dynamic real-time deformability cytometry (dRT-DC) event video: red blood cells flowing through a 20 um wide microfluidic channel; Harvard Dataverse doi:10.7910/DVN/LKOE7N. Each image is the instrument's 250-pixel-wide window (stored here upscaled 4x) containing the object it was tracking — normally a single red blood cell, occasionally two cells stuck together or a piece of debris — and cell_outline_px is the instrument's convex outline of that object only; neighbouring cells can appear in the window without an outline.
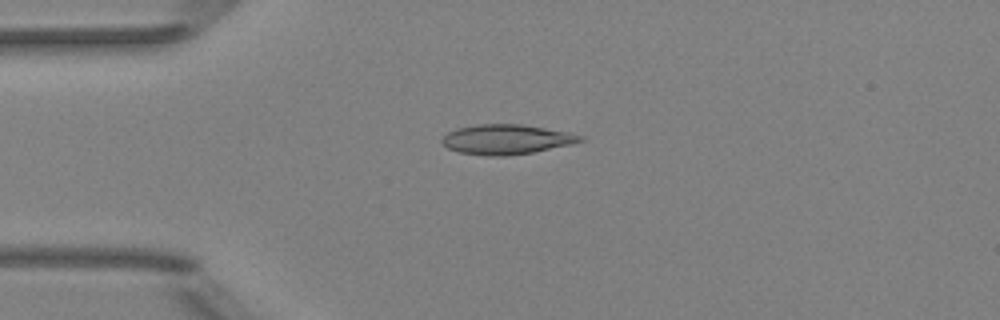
{"species": "Egyptian fruit bat (a non-hibernating species)", "species_latin": "Rousettus aegyptiacus", "temperature_condition": "room temperature", "stored_images_in_passage": 6, "camera_frame_rate_fps": 3000, "um_per_image_px": 0.085, "animal": {"sex": "female"}, "frame": {"image": 1, "passage_image": 4, "time_ms": 4.0, "image_size_px": [1000, 320], "cell_outline_px": [[584, 140], [572, 144], [532, 152], [508, 156], [488, 156], [460, 152], [448, 148], [440, 140], [448, 132], [456, 128], [480, 124], [524, 124], [568, 132], [584, 136]], "centroid_in_image_um": [43.05, 11.84], "position_along_channel_um": 41.9, "area_um2": 23.99}}
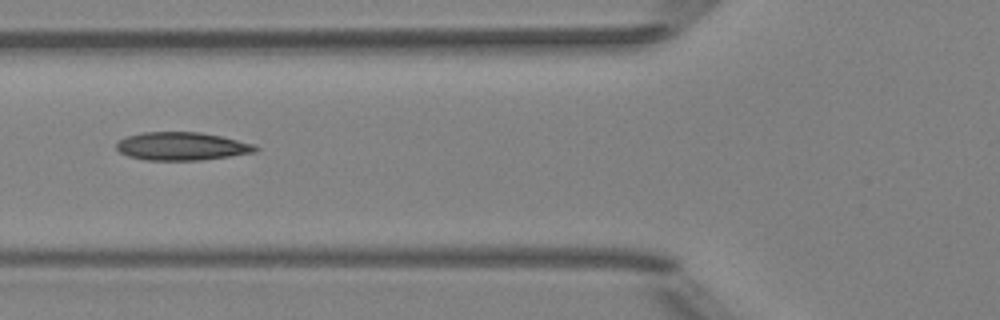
{"frame": {"image": 2, "passage_image": 6, "time_ms": 6.333, "image_size_px": [1000, 320], "cell_outline_px": [[260, 148], [256, 152], [200, 160], [144, 160], [128, 156], [120, 152], [116, 148], [116, 144], [120, 140], [128, 136], [144, 132], [200, 132], [220, 136], [252, 144]], "centroid_in_image_um": [15.43, 12.43], "position_along_channel_um": 110.4, "area_um2": 22.54}}